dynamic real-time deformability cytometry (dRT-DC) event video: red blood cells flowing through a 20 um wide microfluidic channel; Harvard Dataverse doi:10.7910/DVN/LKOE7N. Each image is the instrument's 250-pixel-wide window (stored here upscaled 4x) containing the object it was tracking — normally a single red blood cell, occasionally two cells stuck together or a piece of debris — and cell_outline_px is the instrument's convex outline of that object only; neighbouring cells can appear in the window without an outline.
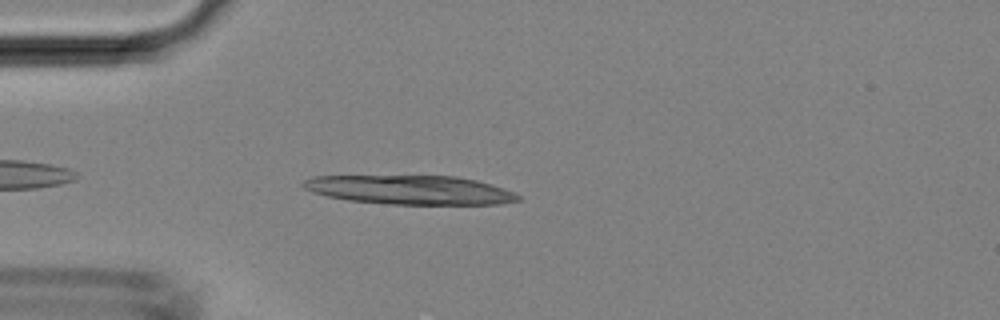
{"species": "Egyptian fruit bat (a non-hibernating species)", "species_latin": "Rousettus aegyptiacus", "temperature_condition": "room temperature", "stored_images_in_passage": 7, "camera_frame_rate_fps": 3000, "um_per_image_px": 0.085, "animal": {"sex": "female"}, "frame": {"image": 1, "passage_image": 3, "time_ms": 0.667, "image_size_px": [1000, 320], "cell_outline_px": [[520, 200], [500, 204], [388, 204], [348, 200], [328, 196], [312, 192], [304, 188], [300, 184], [304, 180], [312, 176], [456, 176], [476, 180], [492, 184], [504, 188], [520, 196]], "centroid_in_image_um": [34.85, 16.14], "position_along_channel_um": 50.1, "area_um2": 36.3}}